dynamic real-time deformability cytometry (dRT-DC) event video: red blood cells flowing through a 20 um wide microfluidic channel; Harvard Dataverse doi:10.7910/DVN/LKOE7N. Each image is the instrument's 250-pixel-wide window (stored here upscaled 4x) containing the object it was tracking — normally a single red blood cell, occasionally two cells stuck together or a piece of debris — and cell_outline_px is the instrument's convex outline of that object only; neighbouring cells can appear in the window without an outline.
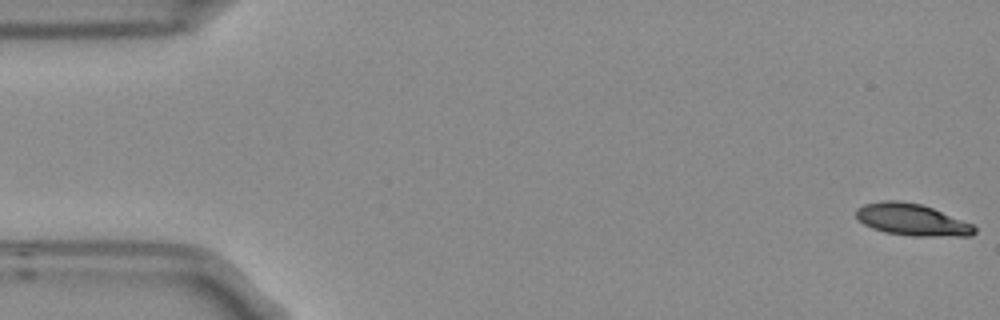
{"species": "Egyptian fruit bat (a non-hibernating species)", "species_latin": "Rousettus aegyptiacus", "temperature_condition": "room temperature", "stored_images_in_passage": 5, "camera_frame_rate_fps": 3000, "um_per_image_px": 0.085, "frame": {"image": 1, "passage_image": 1, "time_ms": 0.0, "image_size_px": [1000, 320], "cell_outline_px": [[976, 232], [972, 236], [912, 236], [884, 232], [872, 228], [864, 224], [856, 216], [856, 208], [864, 204], [884, 200], [896, 200], [920, 204], [932, 208], [972, 224], [976, 228]], "centroid_in_image_um": [77.51, 18.68], "position_along_channel_um": 7.5, "area_um2": 21.85}}
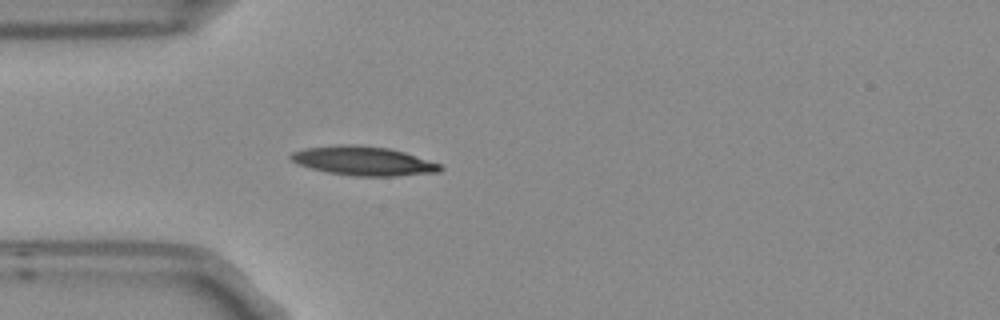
{"frame": {"image": 2, "passage_image": 5, "time_ms": 1.333, "image_size_px": [1000, 320], "cell_outline_px": [[444, 168], [440, 172], [392, 176], [356, 176], [328, 172], [312, 168], [300, 164], [292, 160], [288, 156], [292, 152], [304, 148], [340, 144], [356, 144], [388, 148], [404, 152], [440, 164]], "centroid_in_image_um": [30.89, 13.67], "position_along_channel_um": 54.1, "area_um2": 25.14}}